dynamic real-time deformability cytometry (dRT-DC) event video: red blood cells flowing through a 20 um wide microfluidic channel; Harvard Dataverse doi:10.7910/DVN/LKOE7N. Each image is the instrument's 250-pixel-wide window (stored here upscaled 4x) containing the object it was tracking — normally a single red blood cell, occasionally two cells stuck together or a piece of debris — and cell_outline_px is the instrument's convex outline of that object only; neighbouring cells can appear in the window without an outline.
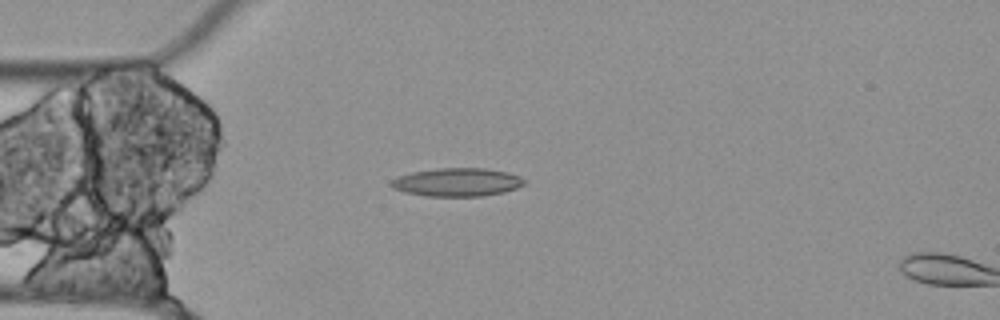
{"species": "Egyptian fruit bat (a non-hibernating species)", "species_latin": "Rousettus aegyptiacus", "temperature_condition": "cold", "stored_images_in_passage": 3, "camera_frame_rate_fps": 3000, "um_per_image_px": 0.085, "animal": {"sex": "female"}, "frame": {"image": 1, "passage_image": 1, "time_ms": 0.0, "image_size_px": [1000, 320], "cell_outline_px": [[528, 180], [524, 184], [516, 188], [504, 192], [480, 196], [424, 196], [404, 192], [392, 188], [388, 184], [396, 176], [412, 172], [436, 168], [488, 168], [508, 172], [520, 176]], "centroid_in_image_um": [38.85, 15.48], "position_along_channel_um": 46.2, "area_um2": 22.25}}